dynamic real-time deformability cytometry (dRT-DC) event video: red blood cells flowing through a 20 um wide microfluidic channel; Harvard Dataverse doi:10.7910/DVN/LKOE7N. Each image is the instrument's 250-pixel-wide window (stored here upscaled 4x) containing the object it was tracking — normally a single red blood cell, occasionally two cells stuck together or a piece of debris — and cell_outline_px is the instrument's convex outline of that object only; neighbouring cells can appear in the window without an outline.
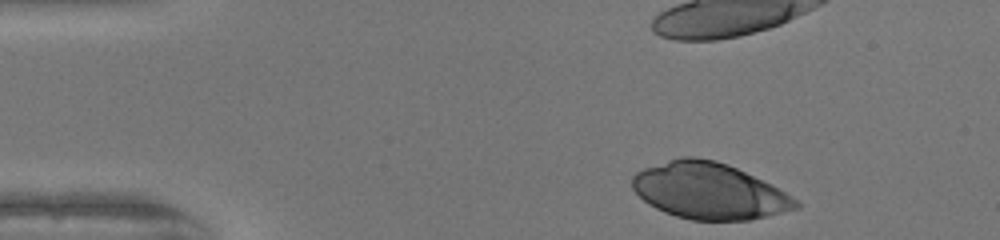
{"species": "human", "species_latin": "Homo sapiens", "temperature_condition": "warm", "stored_images_in_passage": 35, "camera_frame_rate_fps": 3000, "um_per_image_px": 0.085, "donor": {"sex": "female"}, "frame": {"image": 1, "passage_image": 1, "time_ms": 0.0, "image_size_px": [1000, 240], "cell_outline_px": [[800, 208], [752, 220], [692, 220], [676, 216], [664, 212], [648, 204], [632, 188], [632, 176], [636, 172], [644, 168], [680, 156], [696, 156], [716, 160], [728, 164], [772, 184], [792, 196], [800, 204]], "centroid_in_image_um": [60.29, 16.22], "position_along_channel_um": 24.7, "area_um2": 53.81}}